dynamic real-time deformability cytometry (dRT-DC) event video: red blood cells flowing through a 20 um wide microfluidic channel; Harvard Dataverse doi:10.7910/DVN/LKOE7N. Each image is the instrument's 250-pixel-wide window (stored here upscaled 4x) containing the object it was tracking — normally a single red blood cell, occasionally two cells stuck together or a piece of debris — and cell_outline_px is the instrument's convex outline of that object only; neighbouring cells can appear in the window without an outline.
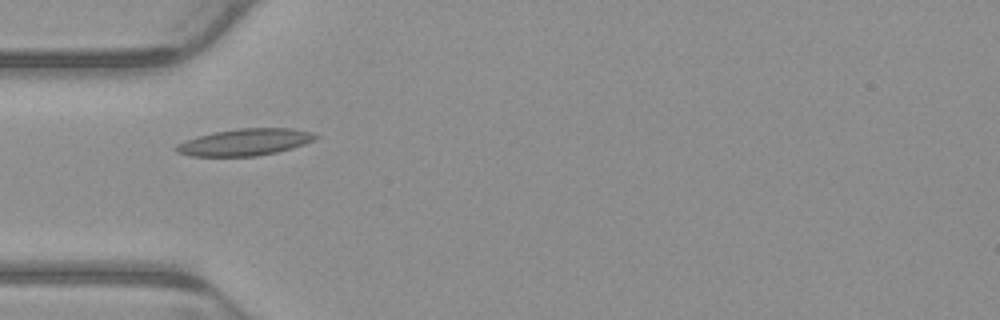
{"species": "common noctule bat (a hibernating species)", "species_latin": "Nyctalus noctula", "temperature_condition": "warm", "stored_images_in_passage": 3, "camera_frame_rate_fps": 3000, "um_per_image_px": 0.085, "animal": {"sex": "male", "body_mass_g": 23.1, "forearm_length_mm": 52.7}, "frame": {"image": 1, "passage_image": 1, "time_ms": 0.0, "image_size_px": [1000, 320], "cell_outline_px": [[320, 136], [316, 140], [292, 148], [276, 152], [256, 156], [192, 156], [176, 152], [172, 148], [176, 144], [196, 136], [216, 132], [240, 128], [292, 128], [312, 132]], "centroid_in_image_um": [20.82, 12.08], "position_along_channel_um": 64.2, "area_um2": 21.85}}
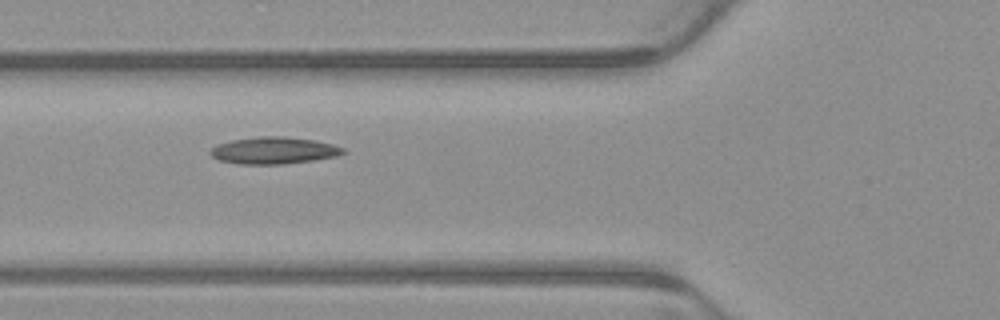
{"frame": {"image": 2, "passage_image": 2, "time_ms": 0.333, "image_size_px": [1000, 320], "cell_outline_px": [[344, 152], [336, 156], [312, 160], [284, 164], [240, 164], [220, 160], [212, 156], [208, 152], [216, 144], [232, 140], [260, 136], [284, 136], [316, 140], [332, 144], [344, 148]], "centroid_in_image_um": [23.25, 12.78], "position_along_channel_um": 102.5, "area_um2": 20.75}}
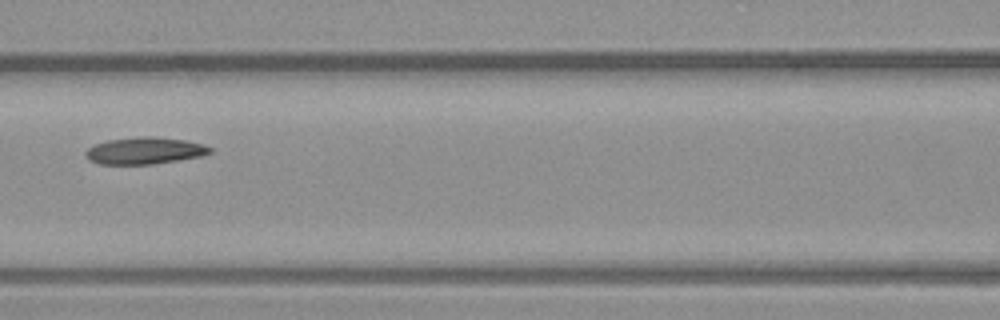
{"frame": {"image": 3, "passage_image": 3, "time_ms": 0.667, "image_size_px": [1000, 320], "cell_outline_px": [[212, 152], [200, 156], [152, 164], [100, 164], [88, 160], [84, 156], [84, 152], [88, 148], [96, 144], [108, 140], [136, 136], [152, 136], [184, 140], [204, 144], [212, 148]], "centroid_in_image_um": [12.26, 12.8], "position_along_channel_um": 154.3, "area_um2": 19.48}}